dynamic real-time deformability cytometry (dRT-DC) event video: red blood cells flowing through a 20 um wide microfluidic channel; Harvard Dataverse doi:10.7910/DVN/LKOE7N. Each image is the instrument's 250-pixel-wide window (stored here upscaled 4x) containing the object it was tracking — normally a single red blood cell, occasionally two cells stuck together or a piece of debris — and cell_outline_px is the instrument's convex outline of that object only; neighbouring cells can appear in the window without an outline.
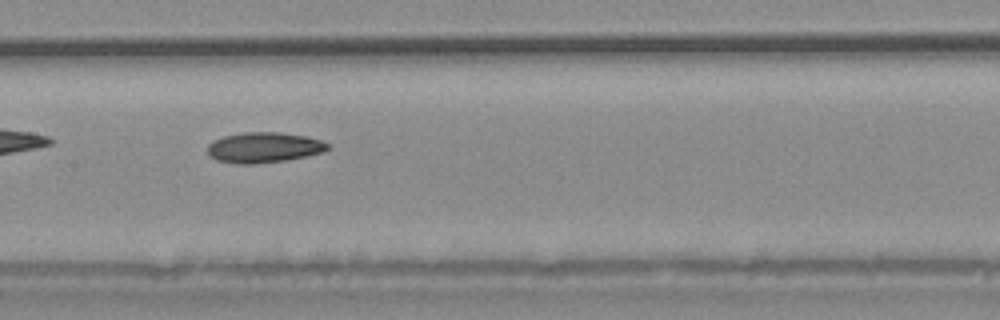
{"species": "common noctule bat (a hibernating species)", "species_latin": "Nyctalus noctula", "temperature_condition": "warm", "stored_images_in_passage": 29, "camera_frame_rate_fps": 3000, "um_per_image_px": 0.085, "animal": {"sex": "male", "body_mass_g": 20.4}, "frame": {"image": 1, "passage_image": 9, "time_ms": 2.667, "image_size_px": [1000, 320], "cell_outline_px": [[332, 148], [324, 152], [288, 160], [256, 164], [236, 164], [216, 160], [208, 156], [208, 144], [212, 140], [224, 136], [244, 132], [280, 132], [308, 136], [320, 140], [328, 144]], "centroid_in_image_um": [22.43, 12.54], "position_along_channel_um": 185.0, "area_um2": 21.68}}